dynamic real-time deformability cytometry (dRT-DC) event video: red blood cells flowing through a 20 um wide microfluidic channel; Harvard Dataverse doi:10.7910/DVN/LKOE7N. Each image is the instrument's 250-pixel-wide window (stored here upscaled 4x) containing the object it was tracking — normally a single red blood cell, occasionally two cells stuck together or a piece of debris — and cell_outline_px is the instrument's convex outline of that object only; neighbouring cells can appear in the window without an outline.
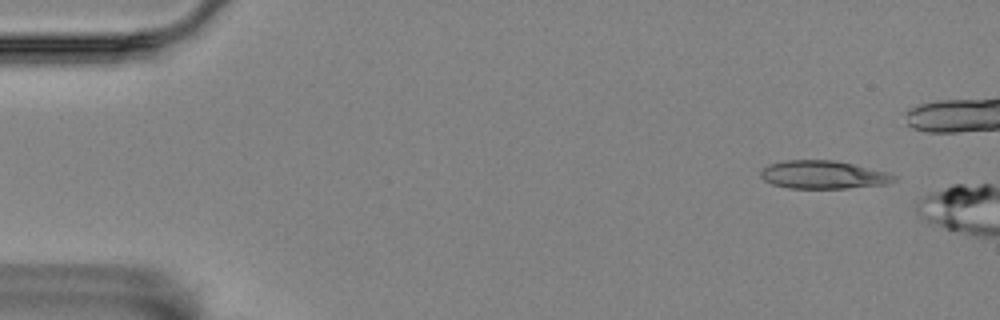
{"species": "Egyptian fruit bat (a non-hibernating species)", "species_latin": "Rousettus aegyptiacus", "temperature_condition": "room temperature", "stored_images_in_passage": 2, "camera_frame_rate_fps": 3000, "um_per_image_px": 0.085, "animal": {"sex": "female"}, "frame": {"image": 1, "passage_image": 1, "time_ms": 0.0, "image_size_px": [1000, 320], "cell_outline_px": [[896, 180], [884, 184], [848, 188], [788, 188], [772, 184], [764, 180], [760, 176], [760, 172], [768, 164], [788, 160], [836, 160], [888, 172], [896, 176]], "centroid_in_image_um": [69.96, 14.85], "position_along_channel_um": 15.0, "area_um2": 21.79}}